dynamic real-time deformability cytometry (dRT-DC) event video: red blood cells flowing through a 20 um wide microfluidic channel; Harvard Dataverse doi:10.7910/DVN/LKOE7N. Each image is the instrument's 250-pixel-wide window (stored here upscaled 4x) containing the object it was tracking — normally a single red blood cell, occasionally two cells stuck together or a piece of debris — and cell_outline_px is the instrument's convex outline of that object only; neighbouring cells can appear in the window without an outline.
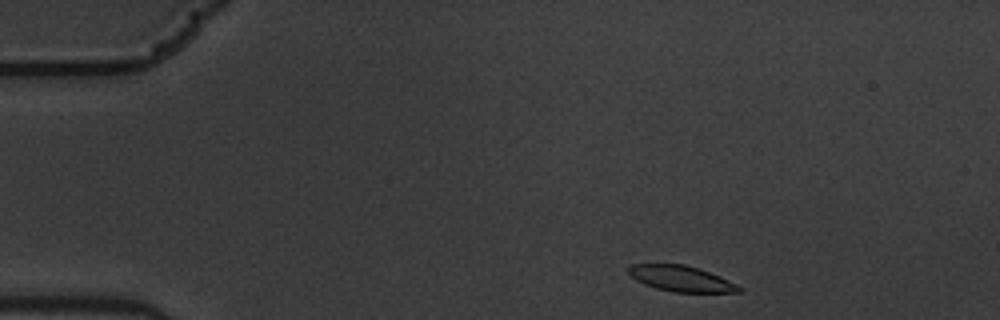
{"species": "common noctule bat (a hibernating species)", "species_latin": "Nyctalus noctula", "temperature_condition": "warm", "stored_images_in_passage": 50, "camera_frame_rate_fps": 3000, "um_per_image_px": 0.085, "animal": {"sex": "male", "body_mass_g": 19.5, "forearm_length_mm": 54.6}, "frame": {"image": 1, "passage_image": 2, "time_ms": 0.333, "image_size_px": [1000, 320], "cell_outline_px": [[744, 288], [740, 292], [672, 292], [656, 288], [644, 284], [636, 280], [628, 272], [628, 264], [684, 264], [720, 276]], "centroid_in_image_um": [57.88, 23.68], "position_along_channel_um": 27.1, "area_um2": 16.47}}
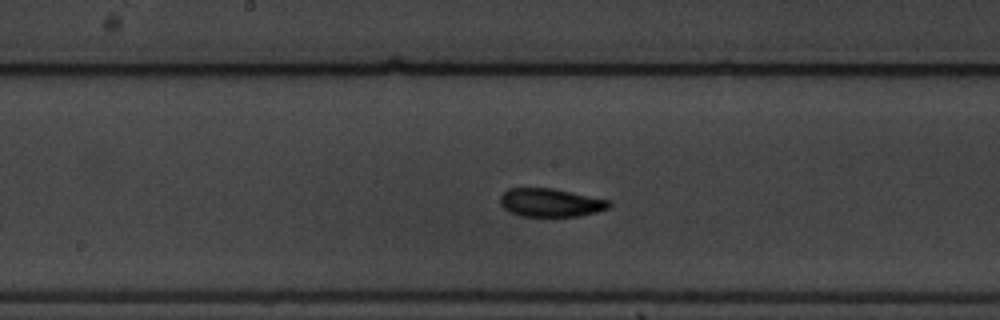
{"frame": {"image": 2, "passage_image": 23, "time_ms": 7.333, "image_size_px": [1000, 320], "cell_outline_px": [[612, 204], [608, 208], [596, 212], [580, 216], [520, 216], [504, 208], [500, 204], [500, 196], [508, 188], [552, 188], [612, 200]], "centroid_in_image_um": [46.83, 17.22], "position_along_channel_um": 201.4, "area_um2": 18.03}}
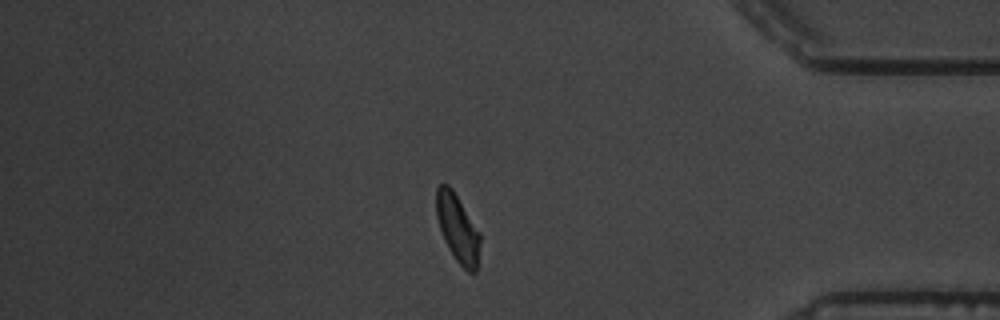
{"frame": {"image": 3, "passage_image": 42, "time_ms": 13.667, "image_size_px": [1000, 320], "cell_outline_px": [[480, 240], [476, 272], [468, 272], [456, 260], [448, 248], [444, 240], [436, 216], [436, 188], [440, 184], [448, 184], [452, 188], [480, 232]], "centroid_in_image_um": [38.89, 19.38], "position_along_channel_um": 396.3, "area_um2": 17.22}, "authors_computed_cell_mechanics": {"area_um2": 18.0336, "velocity_mm_per_s": 3.5096, "shape_relaxation_time_tau1_ms": 3.653, "shape_relaxation_time_tau2_ms": 1.1272, "deformation_change_tau1": 0.1489, "deformation_change_tau2": 0.0529}}